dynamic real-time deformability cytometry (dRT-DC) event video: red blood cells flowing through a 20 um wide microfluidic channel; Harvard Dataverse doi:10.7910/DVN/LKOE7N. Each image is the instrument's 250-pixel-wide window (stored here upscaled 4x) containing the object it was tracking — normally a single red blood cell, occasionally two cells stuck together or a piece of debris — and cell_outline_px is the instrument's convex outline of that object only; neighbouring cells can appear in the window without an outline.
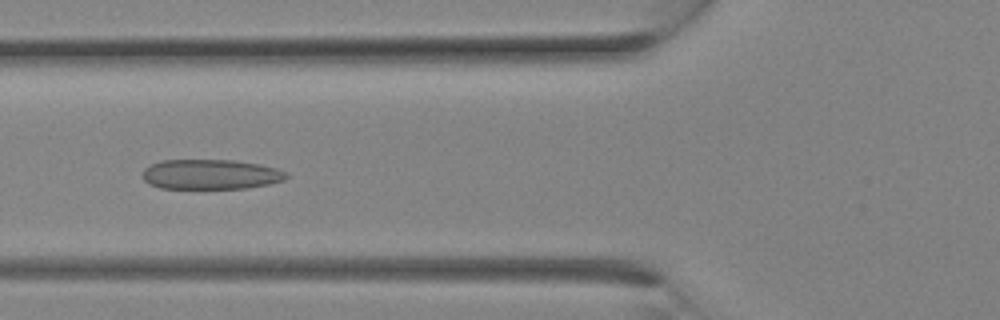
{"species": "Egyptian fruit bat (a non-hibernating species)", "species_latin": "Rousettus aegyptiacus", "temperature_condition": "room temperature", "stored_images_in_passage": 12, "camera_frame_rate_fps": 3000, "um_per_image_px": 0.085, "animal": {"sex": "female"}, "frame": {"image": 1, "passage_image": 9, "time_ms": 2.667, "image_size_px": [1000, 320], "cell_outline_px": [[288, 176], [284, 180], [268, 184], [244, 188], [160, 188], [148, 184], [144, 180], [144, 168], [160, 160], [236, 160], [260, 164], [276, 168], [288, 172]], "centroid_in_image_um": [17.92, 14.81], "position_along_channel_um": 107.9, "area_um2": 25.09}}
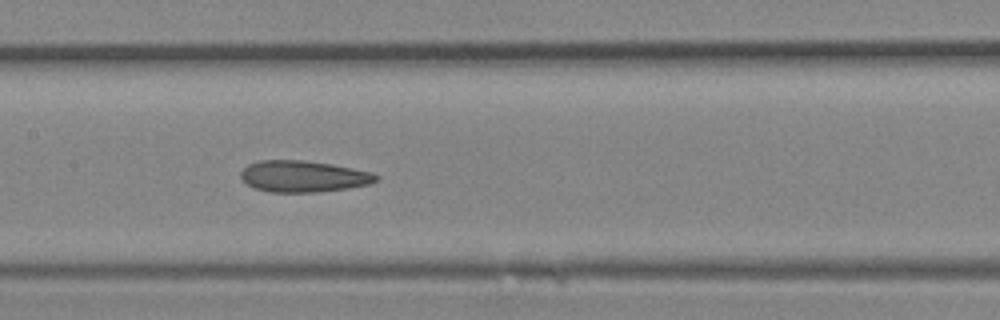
{"frame": {"image": 2, "passage_image": 12, "time_ms": 3.667, "image_size_px": [1000, 320], "cell_outline_px": [[380, 180], [368, 184], [348, 188], [316, 192], [272, 192], [256, 188], [248, 184], [240, 176], [240, 172], [248, 164], [260, 160], [300, 160], [332, 164], [372, 172], [380, 176]], "centroid_in_image_um": [25.81, 14.98], "position_along_channel_um": 181.6, "area_um2": 24.68}}